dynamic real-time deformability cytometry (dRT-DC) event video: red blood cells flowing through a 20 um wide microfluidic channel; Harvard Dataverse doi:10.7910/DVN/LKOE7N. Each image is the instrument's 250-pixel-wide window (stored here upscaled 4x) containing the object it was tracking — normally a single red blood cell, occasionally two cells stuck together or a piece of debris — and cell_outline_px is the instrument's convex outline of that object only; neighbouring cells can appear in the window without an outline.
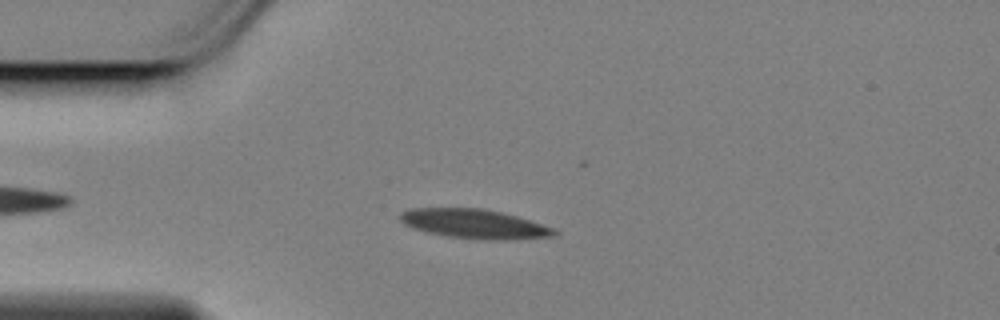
{"species": "Egyptian fruit bat (a non-hibernating species)", "species_latin": "Rousettus aegyptiacus", "temperature_condition": "cold", "stored_images_in_passage": 30, "camera_frame_rate_fps": 3000, "um_per_image_px": 0.085, "animal": {"sex": "female"}, "frame": {"image": 1, "passage_image": 4, "time_ms": 1.0, "image_size_px": [1000, 320], "cell_outline_px": [[560, 232], [556, 236], [516, 240], [480, 240], [448, 236], [428, 232], [412, 228], [404, 224], [400, 220], [400, 212], [412, 208], [480, 208], [500, 212], [516, 216], [556, 228]], "centroid_in_image_um": [40.38, 19.04], "position_along_channel_um": 44.6, "area_um2": 26.59}}
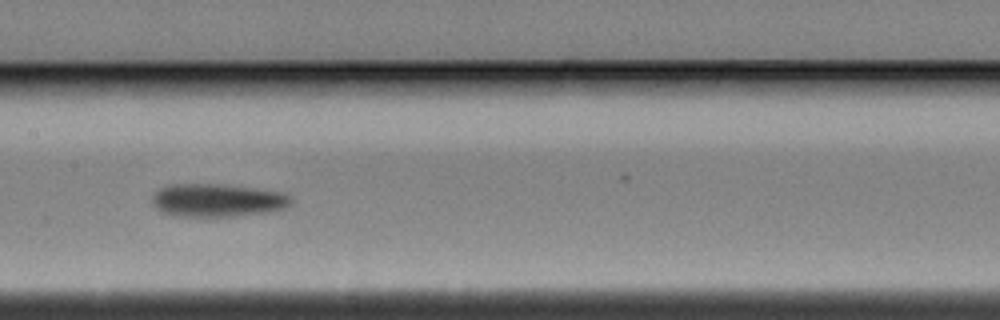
{"frame": {"image": 2, "passage_image": 18, "time_ms": 5.667, "image_size_px": [1000, 320], "cell_outline_px": [[292, 204], [288, 208], [268, 212], [228, 216], [176, 216], [160, 212], [152, 204], [152, 196], [160, 188], [168, 184], [216, 184], [252, 188], [280, 192], [292, 196]], "centroid_in_image_um": [18.47, 17.03], "position_along_channel_um": 188.9, "area_um2": 26.76}}
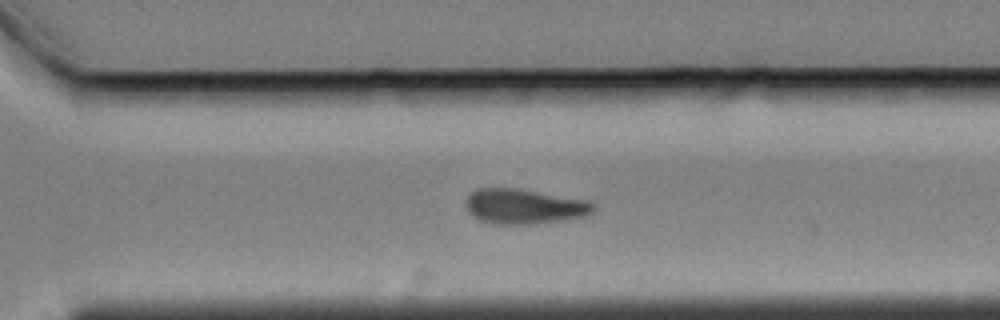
{"frame": {"image": 3, "passage_image": 30, "time_ms": 9.667, "image_size_px": [1000, 320], "cell_outline_px": [[596, 208], [592, 212], [584, 216], [560, 220], [528, 224], [492, 224], [480, 220], [472, 216], [468, 212], [464, 204], [464, 200], [476, 188], [512, 188], [592, 200], [596, 204]], "centroid_in_image_um": [44.54, 17.54], "position_along_channel_um": 326.1, "area_um2": 26.18}}